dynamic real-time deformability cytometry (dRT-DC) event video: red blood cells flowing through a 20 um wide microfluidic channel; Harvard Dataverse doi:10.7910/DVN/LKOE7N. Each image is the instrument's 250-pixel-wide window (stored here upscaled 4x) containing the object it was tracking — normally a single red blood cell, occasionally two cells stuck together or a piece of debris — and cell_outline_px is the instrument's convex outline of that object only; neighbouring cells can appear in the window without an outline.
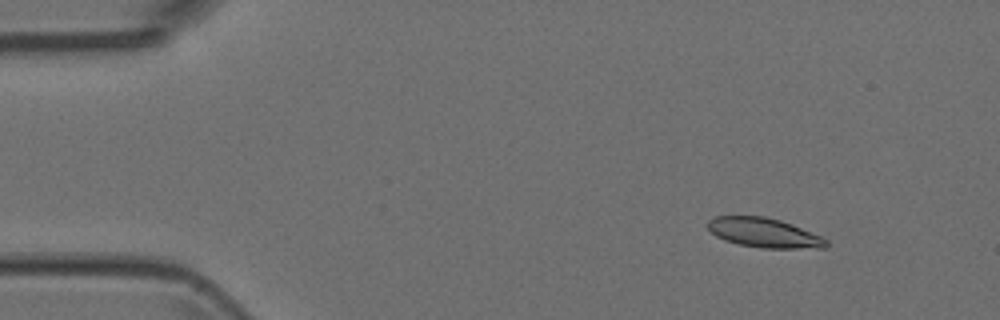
{"species": "Egyptian fruit bat (a non-hibernating species)", "species_latin": "Rousettus aegyptiacus", "temperature_condition": "room temperature", "stored_images_in_passage": 8, "camera_frame_rate_fps": 3000, "um_per_image_px": 0.085, "animal": {"sex": "female"}, "frame": {"image": 1, "passage_image": 2, "time_ms": 0.333, "image_size_px": [1000, 320], "cell_outline_px": [[828, 244], [824, 248], [760, 248], [740, 244], [724, 240], [716, 236], [708, 228], [708, 220], [716, 216], [764, 216], [780, 220], [792, 224], [820, 236], [828, 240]], "centroid_in_image_um": [64.94, 19.78], "position_along_channel_um": 20.1, "area_um2": 20.23}}
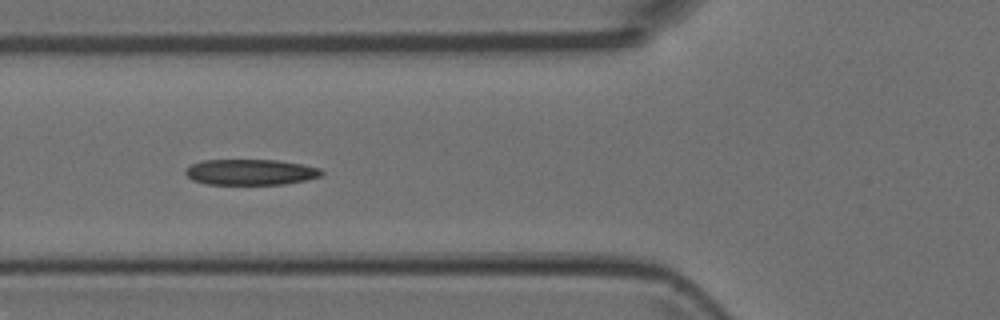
{"frame": {"image": 2, "passage_image": 6, "time_ms": 1.667, "image_size_px": [1000, 320], "cell_outline_px": [[324, 172], [320, 176], [304, 180], [284, 184], [208, 184], [192, 180], [184, 172], [192, 164], [204, 160], [276, 160], [300, 164], [320, 168]], "centroid_in_image_um": [21.29, 14.63], "position_along_channel_um": 104.5, "area_um2": 20.17}}
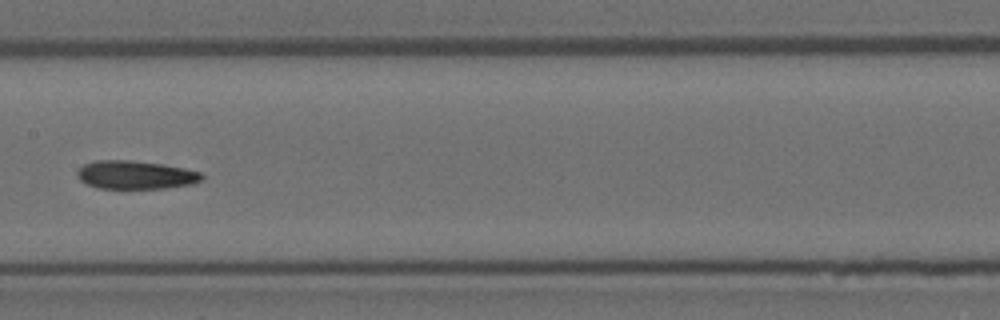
{"frame": {"image": 3, "passage_image": 8, "time_ms": 2.333, "image_size_px": [1000, 320], "cell_outline_px": [[204, 176], [200, 180], [192, 184], [168, 188], [96, 188], [80, 180], [76, 176], [76, 172], [84, 164], [96, 160], [128, 160], [160, 164], [184, 168], [200, 172]], "centroid_in_image_um": [11.5, 14.87], "position_along_channel_um": 195.9, "area_um2": 20.46}}